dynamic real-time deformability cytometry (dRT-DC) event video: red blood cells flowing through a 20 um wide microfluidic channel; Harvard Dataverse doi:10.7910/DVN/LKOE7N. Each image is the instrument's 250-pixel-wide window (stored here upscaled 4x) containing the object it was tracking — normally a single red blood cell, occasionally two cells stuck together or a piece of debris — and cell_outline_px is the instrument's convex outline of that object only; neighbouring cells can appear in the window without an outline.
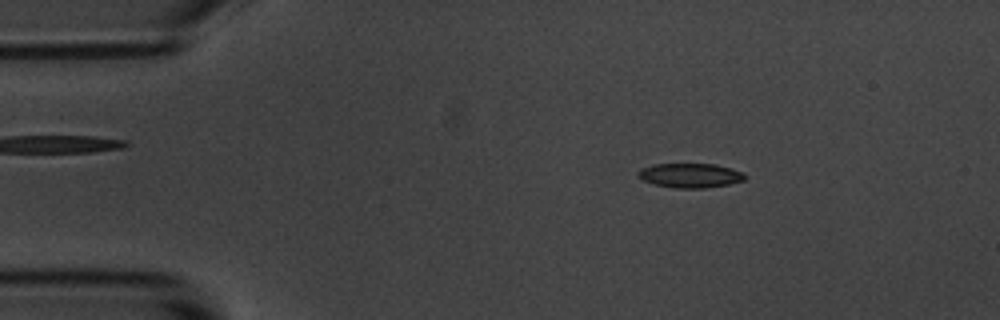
{"species": "common noctule bat (a hibernating species)", "species_latin": "Nyctalus noctula", "temperature_condition": "room temperature", "stored_images_in_passage": 54, "camera_frame_rate_fps": 3000, "um_per_image_px": 0.085, "animal": {"sex": "male", "body_mass_g": 20.1, "forearm_length_mm": 53.5}, "frame": {"image": 1, "passage_image": 8, "time_ms": 2.333, "image_size_px": [1000, 320], "cell_outline_px": [[744, 180], [728, 184], [704, 188], [676, 188], [656, 184], [644, 180], [636, 172], [640, 168], [652, 164], [716, 164], [744, 172]], "centroid_in_image_um": [58.66, 14.9], "position_along_channel_um": 26.3, "area_um2": 15.03}}
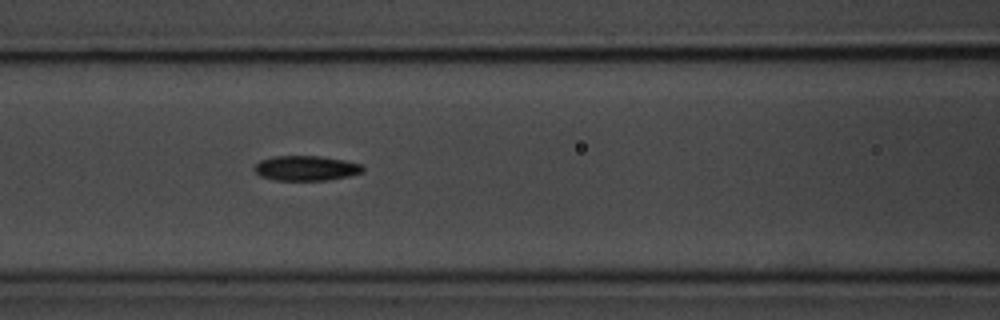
{"frame": {"image": 2, "passage_image": 22, "time_ms": 7.0, "image_size_px": [1000, 320], "cell_outline_px": [[364, 172], [348, 176], [328, 180], [272, 180], [260, 176], [252, 168], [260, 160], [276, 156], [320, 156], [344, 160], [360, 164], [364, 168]], "centroid_in_image_um": [26.0, 14.3], "position_along_channel_um": 140.6, "area_um2": 15.78}}
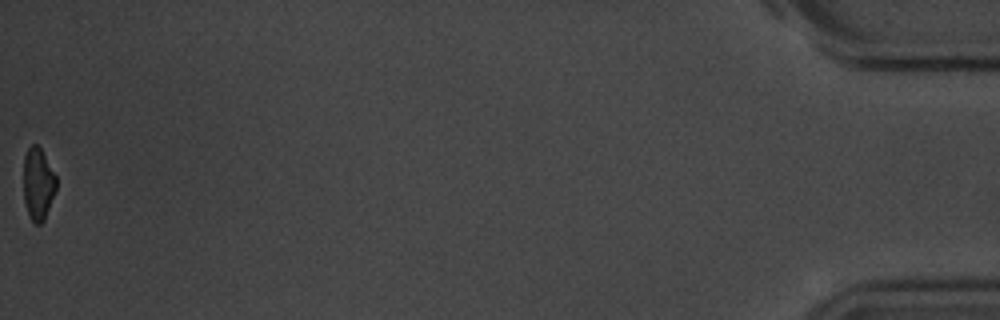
{"frame": {"image": 3, "passage_image": 54, "time_ms": 17.667, "image_size_px": [1000, 320], "cell_outline_px": [[56, 188], [44, 220], [40, 224], [32, 224], [24, 200], [24, 156], [28, 148], [32, 144], [36, 144], [40, 148], [56, 176]], "centroid_in_image_um": [3.22, 15.64], "position_along_channel_um": 432.0, "area_um2": 13.58}, "authors_computed_cell_mechanics": {"area_um2": 15.4326, "velocity_mm_per_s": 3.6803, "shape_relaxation_time_tau1_ms": 2.7523, "shape_relaxation_time_tau2_ms": null, "deformation_change_tau1": 0.1397, "deformation_change_tau2": null}}